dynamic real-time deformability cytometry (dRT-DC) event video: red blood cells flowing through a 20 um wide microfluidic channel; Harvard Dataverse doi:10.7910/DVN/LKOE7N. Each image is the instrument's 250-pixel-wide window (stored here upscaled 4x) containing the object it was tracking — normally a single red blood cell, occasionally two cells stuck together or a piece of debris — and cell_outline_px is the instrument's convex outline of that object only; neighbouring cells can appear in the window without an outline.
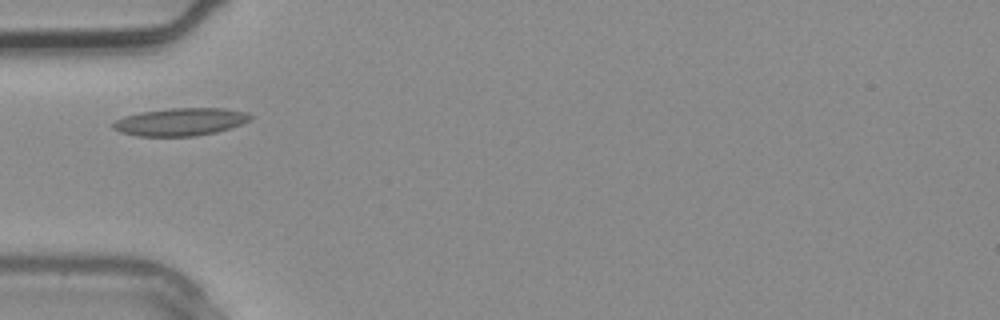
{"species": "common noctule bat (a hibernating species)", "species_latin": "Nyctalus noctula", "temperature_condition": "warm", "stored_images_in_passage": 1, "camera_frame_rate_fps": 3000, "um_per_image_px": 0.085, "animal": {"sex": "male", "body_mass_g": 20.4}, "frame": {"image": 1, "passage_image": 1, "time_ms": 0.0, "image_size_px": [1000, 320], "cell_outline_px": [[252, 116], [248, 120], [232, 128], [216, 132], [192, 136], [136, 136], [120, 132], [112, 128], [112, 124], [116, 120], [124, 116], [140, 112], [172, 108], [224, 108], [244, 112]], "centroid_in_image_um": [15.29, 10.36], "position_along_channel_um": 69.7, "area_um2": 22.02}}